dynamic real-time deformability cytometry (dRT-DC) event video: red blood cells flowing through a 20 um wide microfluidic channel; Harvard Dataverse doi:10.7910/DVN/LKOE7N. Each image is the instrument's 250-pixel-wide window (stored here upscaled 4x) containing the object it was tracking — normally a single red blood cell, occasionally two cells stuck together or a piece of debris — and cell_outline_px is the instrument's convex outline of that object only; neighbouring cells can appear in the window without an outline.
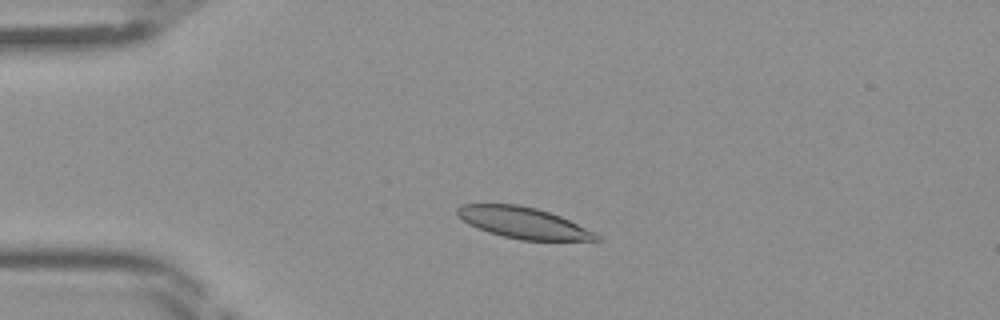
{"species": "Egyptian fruit bat (a non-hibernating species)", "species_latin": "Rousettus aegyptiacus", "temperature_condition": "room temperature", "stored_images_in_passage": 36, "camera_frame_rate_fps": 3000, "um_per_image_px": 0.085, "frame": {"image": 1, "passage_image": 1, "time_ms": 0.0, "image_size_px": [1000, 320], "cell_outline_px": [[600, 240], [520, 240], [488, 232], [468, 224], [456, 212], [456, 208], [460, 204], [520, 204], [536, 208], [560, 216], [596, 232], [600, 236]], "centroid_in_image_um": [44.48, 18.93], "position_along_channel_um": 40.5, "area_um2": 25.14}}
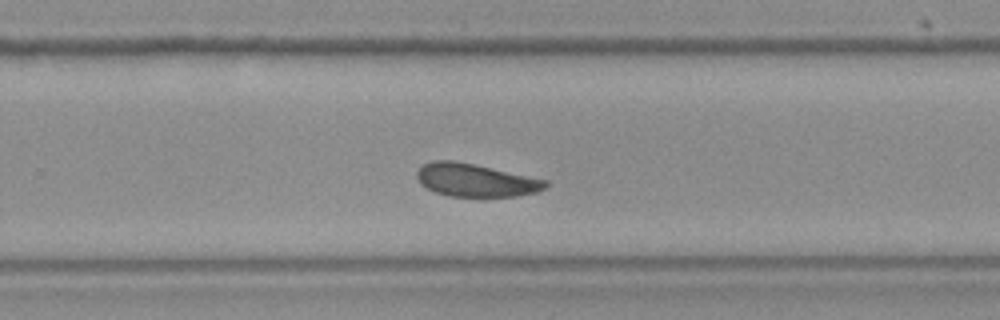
{"frame": {"image": 2, "passage_image": 20, "time_ms": 6.333, "image_size_px": [1000, 320], "cell_outline_px": [[548, 184], [544, 188], [536, 192], [516, 196], [448, 196], [436, 192], [420, 184], [416, 176], [416, 172], [420, 164], [432, 160], [452, 160], [472, 164], [548, 180]], "centroid_in_image_um": [40.37, 15.3], "position_along_channel_um": 289.4, "area_um2": 24.57}}
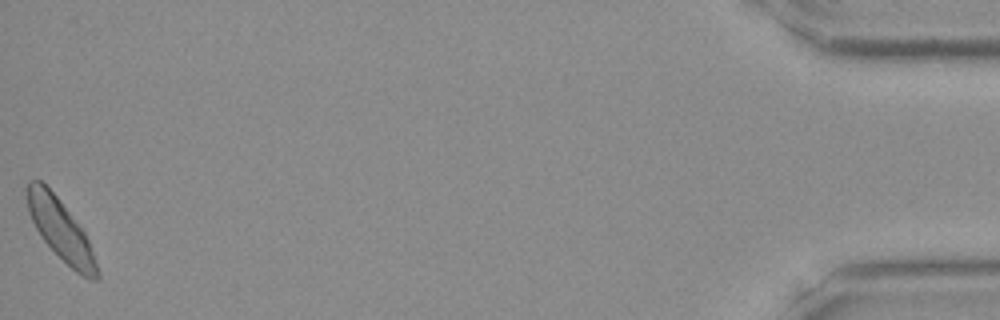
{"frame": {"image": 3, "passage_image": 36, "time_ms": 11.667, "image_size_px": [1000, 320], "cell_outline_px": [[100, 280], [88, 280], [76, 272], [44, 240], [36, 228], [28, 212], [24, 192], [24, 188], [28, 180], [40, 180], [56, 196], [84, 232], [88, 240], [100, 276]], "centroid_in_image_um": [5.11, 19.5], "position_along_channel_um": 430.1, "area_um2": 24.33}}